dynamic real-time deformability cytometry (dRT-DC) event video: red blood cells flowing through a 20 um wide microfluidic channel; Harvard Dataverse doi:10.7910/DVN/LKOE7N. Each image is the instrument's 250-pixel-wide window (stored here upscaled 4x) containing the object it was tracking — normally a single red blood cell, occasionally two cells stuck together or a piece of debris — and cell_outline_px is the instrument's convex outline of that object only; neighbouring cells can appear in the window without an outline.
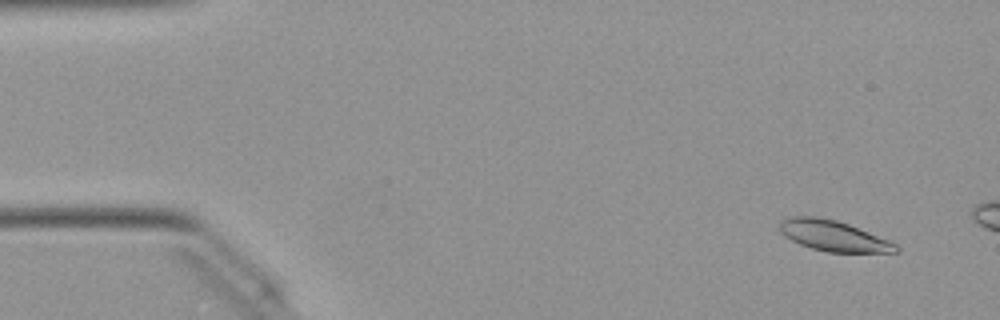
{"species": "Egyptian fruit bat (a non-hibernating species)", "species_latin": "Rousettus aegyptiacus", "temperature_condition": "warm", "stored_images_in_passage": 6, "camera_frame_rate_fps": 3000, "um_per_image_px": 0.085, "animal": {"sex": "female"}, "frame": {"image": 1, "passage_image": 1, "time_ms": 0.0, "image_size_px": [1000, 320], "cell_outline_px": [[900, 252], [828, 252], [812, 248], [800, 244], [784, 236], [780, 232], [780, 220], [788, 216], [816, 216], [836, 220], [848, 224], [888, 240], [896, 244], [900, 248]], "centroid_in_image_um": [70.81, 20.03], "position_along_channel_um": 14.2, "area_um2": 20.63}}